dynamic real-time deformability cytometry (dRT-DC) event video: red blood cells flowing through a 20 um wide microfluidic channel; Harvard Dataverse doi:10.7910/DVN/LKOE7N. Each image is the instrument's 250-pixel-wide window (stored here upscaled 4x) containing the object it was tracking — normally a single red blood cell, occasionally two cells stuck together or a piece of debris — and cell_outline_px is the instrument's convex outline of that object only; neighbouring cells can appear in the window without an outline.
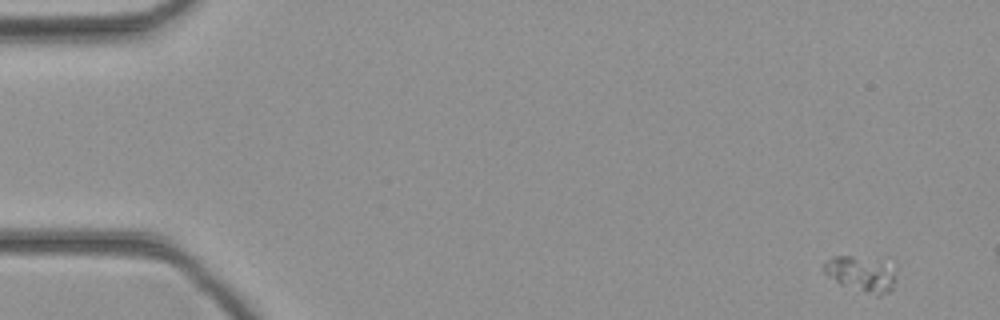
{"species": "common noctule bat (a hibernating species)", "species_latin": "Nyctalus noctula", "temperature_condition": "cold", "stored_images_in_passage": 7, "camera_frame_rate_fps": 3000, "um_per_image_px": 0.085, "animal": {"sex": "female", "body_mass_g": 21.9}, "frame": {"image": 1, "passage_image": 1, "time_ms": 0.0, "image_size_px": [1000, 320], "cell_outline_px": [[892, 288], [888, 292], [880, 296], [876, 296], [840, 284], [824, 276], [824, 264], [832, 256], [852, 256], [888, 268], [892, 276]], "centroid_in_image_um": [73.02, 23.35], "position_along_channel_um": 12.0, "area_um2": 13.7}}